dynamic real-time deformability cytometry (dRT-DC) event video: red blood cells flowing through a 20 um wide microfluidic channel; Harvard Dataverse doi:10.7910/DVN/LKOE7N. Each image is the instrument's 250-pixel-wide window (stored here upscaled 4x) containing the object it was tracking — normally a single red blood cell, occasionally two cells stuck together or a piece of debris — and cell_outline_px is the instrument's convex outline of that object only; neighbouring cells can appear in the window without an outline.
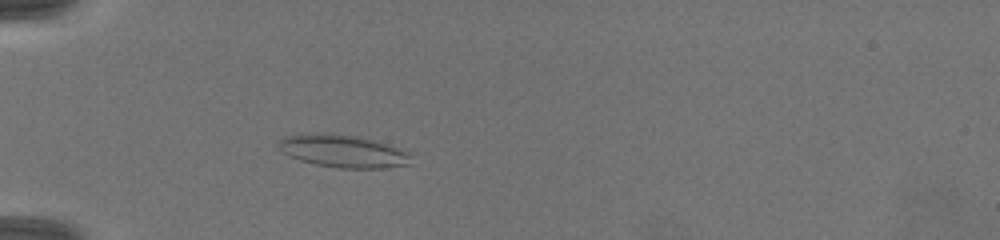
{"species": "common noctule bat (a hibernating species)", "species_latin": "Nyctalus noctula", "temperature_condition": "warm", "stored_images_in_passage": 47, "camera_frame_rate_fps": 3000, "um_per_image_px": 0.085, "animal": {"sex": "female", "body_mass_g": 19.5, "forearm_length_mm": 54.1}, "frame": {"image": 1, "passage_image": 13, "time_ms": 4.0, "image_size_px": [1000, 240], "cell_outline_px": [[416, 152], [412, 164], [384, 168], [336, 168], [316, 164], [300, 160], [280, 152], [276, 148], [276, 144], [284, 136], [352, 136], [372, 140]], "centroid_in_image_um": [29.3, 12.91], "position_along_channel_um": 55.7, "area_um2": 24.74}}
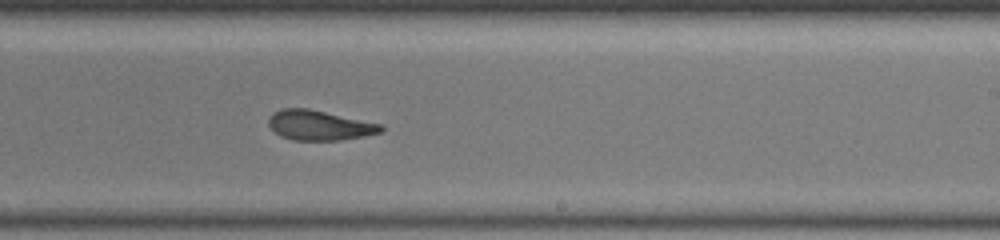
{"frame": {"image": 2, "passage_image": 29, "time_ms": 9.333, "image_size_px": [1000, 240], "cell_outline_px": [[384, 128], [380, 132], [364, 136], [340, 140], [292, 140], [280, 136], [268, 124], [268, 116], [272, 112], [280, 108], [308, 108], [384, 124]], "centroid_in_image_um": [27.14, 10.63], "position_along_channel_um": 261.9, "area_um2": 19.77}}
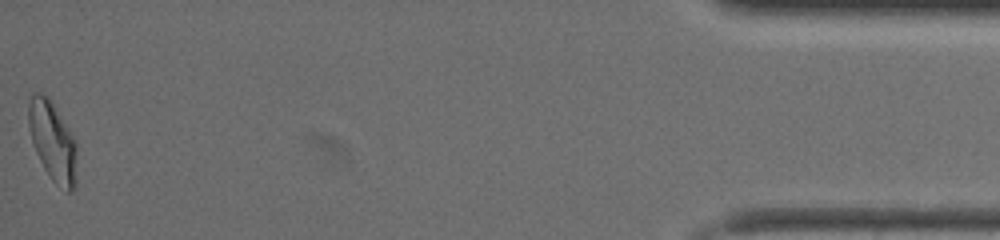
{"frame": {"image": 3, "passage_image": 47, "time_ms": 15.333, "image_size_px": [1000, 240], "cell_outline_px": [[76, 188], [72, 192], [68, 192], [56, 184], [52, 180], [44, 168], [32, 144], [28, 128], [28, 104], [32, 92], [40, 92], [48, 96], [76, 140]], "centroid_in_image_um": [4.47, 12.01], "position_along_channel_um": 430.7, "area_um2": 22.66}, "authors_computed_cell_mechanics": {"area_um2": 20.4612, "velocity_mm_per_s": 4.2051, "shape_relaxation_time_tau1_ms": null, "shape_relaxation_time_tau2_ms": 2.5617, "deformation_change_tau1": null, "deformation_change_tau2": 0.1045}}